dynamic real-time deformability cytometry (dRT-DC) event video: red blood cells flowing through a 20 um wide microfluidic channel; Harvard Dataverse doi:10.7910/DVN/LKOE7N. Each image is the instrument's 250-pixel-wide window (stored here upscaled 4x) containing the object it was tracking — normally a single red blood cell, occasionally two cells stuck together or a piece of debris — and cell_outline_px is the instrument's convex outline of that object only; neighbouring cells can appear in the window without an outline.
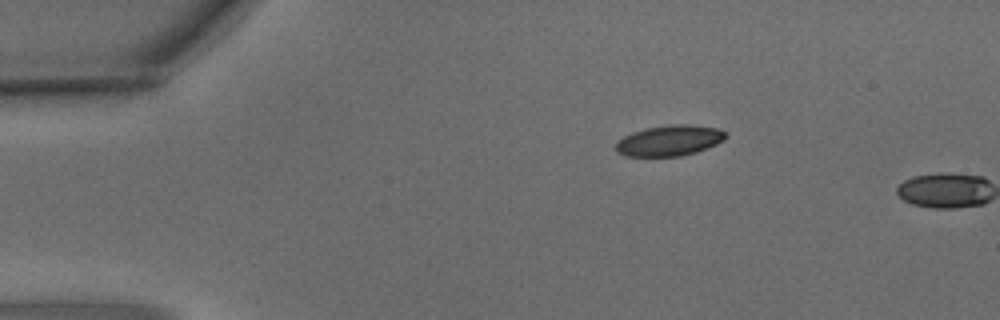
{"species": "common noctule bat (a hibernating species)", "species_latin": "Nyctalus noctula", "temperature_condition": "warm", "stored_images_in_passage": 2, "camera_frame_rate_fps": 3000, "um_per_image_px": 0.085, "animal": {"sex": "male", "body_mass_g": 15.6}, "frame": {"image": 1, "passage_image": 1, "time_ms": 0.0, "image_size_px": [1000, 320], "cell_outline_px": [[728, 136], [724, 140], [716, 144], [696, 152], [680, 156], [624, 156], [616, 152], [616, 144], [624, 136], [632, 132], [644, 128], [668, 124], [688, 124], [716, 128], [724, 132]], "centroid_in_image_um": [56.89, 11.94], "position_along_channel_um": 28.1, "area_um2": 19.65}}